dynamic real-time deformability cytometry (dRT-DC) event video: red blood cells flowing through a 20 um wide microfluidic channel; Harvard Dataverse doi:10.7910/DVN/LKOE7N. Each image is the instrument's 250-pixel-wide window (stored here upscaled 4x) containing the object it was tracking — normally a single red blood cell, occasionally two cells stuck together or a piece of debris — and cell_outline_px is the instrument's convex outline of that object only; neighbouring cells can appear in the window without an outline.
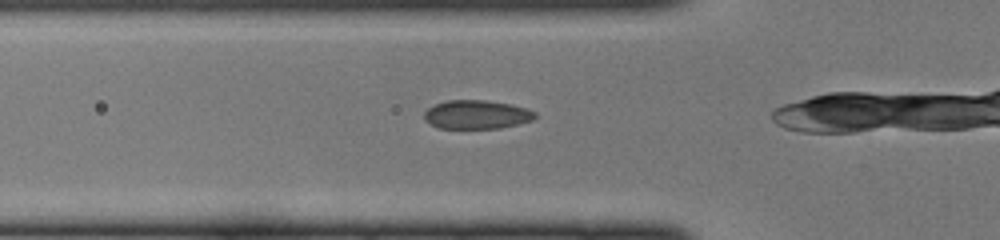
{"species": "common noctule bat (a hibernating species)", "species_latin": "Nyctalus noctula", "temperature_condition": "cold", "stored_images_in_passage": 10, "camera_frame_rate_fps": 3000, "um_per_image_px": 0.085, "animal": {"sex": "female", "body_mass_g": 22.0, "forearm_length_mm": 56.7}, "frame": {"image": 1, "passage_image": 6, "time_ms": 1.667, "image_size_px": [1000, 240], "cell_outline_px": [[536, 116], [532, 120], [500, 128], [440, 128], [428, 124], [424, 120], [424, 112], [428, 108], [436, 104], [448, 100], [484, 100], [512, 104], [528, 108], [536, 112]], "centroid_in_image_um": [40.51, 9.73], "position_along_channel_um": 85.3, "area_um2": 18.61}}
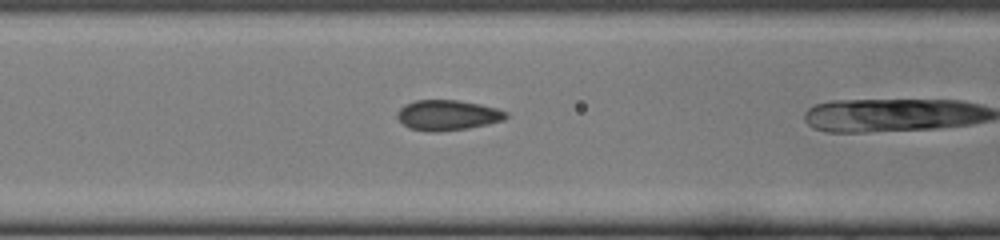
{"frame": {"image": 2, "passage_image": 9, "time_ms": 2.667, "image_size_px": [1000, 240], "cell_outline_px": [[508, 116], [504, 120], [468, 128], [432, 132], [408, 128], [396, 116], [396, 112], [404, 104], [416, 100], [456, 100], [480, 104], [496, 108], [508, 112]], "centroid_in_image_um": [38.03, 9.78], "position_along_channel_um": 128.6, "area_um2": 19.13}}